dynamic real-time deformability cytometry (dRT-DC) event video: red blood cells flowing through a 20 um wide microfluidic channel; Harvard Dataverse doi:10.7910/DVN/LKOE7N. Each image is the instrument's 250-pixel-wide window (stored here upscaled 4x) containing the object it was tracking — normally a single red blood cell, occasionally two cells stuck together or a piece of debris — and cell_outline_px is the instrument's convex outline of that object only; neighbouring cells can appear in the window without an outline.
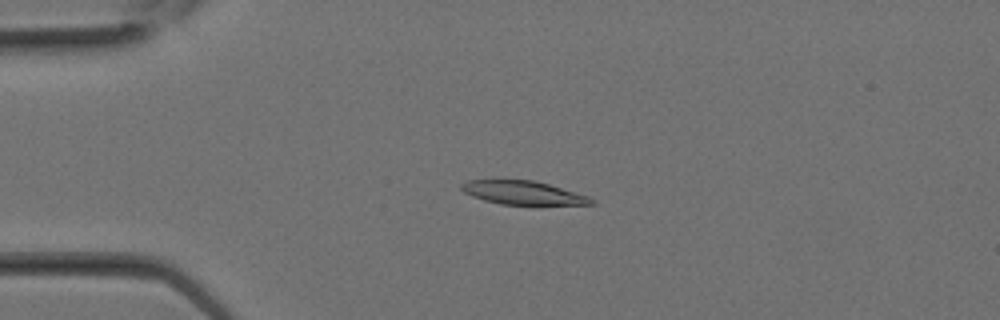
{"species": "Egyptian fruit bat (a non-hibernating species)", "species_latin": "Rousettus aegyptiacus", "temperature_condition": "room temperature", "stored_images_in_passage": 14, "camera_frame_rate_fps": 3000, "um_per_image_px": 0.085, "animal": {"sex": "female"}, "frame": {"image": 1, "passage_image": 7, "time_ms": 2.0, "image_size_px": [1000, 320], "cell_outline_px": [[596, 204], [500, 204], [484, 200], [472, 196], [464, 192], [460, 188], [460, 184], [468, 180], [532, 180], [548, 184], [588, 196], [596, 200]], "centroid_in_image_um": [44.43, 16.38], "position_along_channel_um": 40.6, "area_um2": 17.57}}
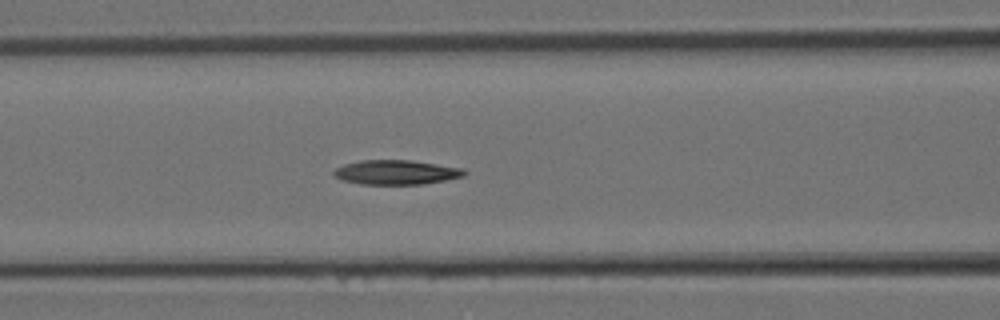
{"frame": {"image": 2, "passage_image": 12, "time_ms": 3.667, "image_size_px": [1000, 320], "cell_outline_px": [[468, 172], [464, 176], [444, 180], [420, 184], [360, 184], [340, 180], [332, 176], [332, 172], [336, 168], [344, 164], [360, 160], [412, 160], [464, 168]], "centroid_in_image_um": [33.64, 14.64], "position_along_channel_um": 133.0, "area_um2": 18.79}}
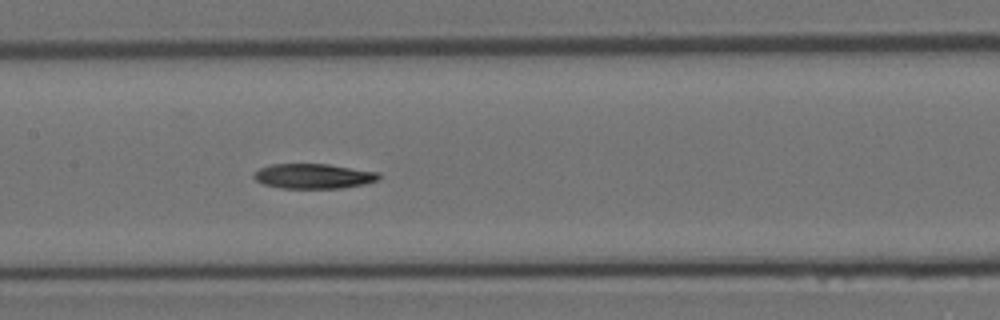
{"frame": {"image": 3, "passage_image": 14, "time_ms": 4.333, "image_size_px": [1000, 320], "cell_outline_px": [[380, 180], [364, 184], [340, 188], [280, 188], [264, 184], [256, 180], [252, 176], [260, 168], [272, 164], [328, 164], [380, 172]], "centroid_in_image_um": [26.68, 14.97], "position_along_channel_um": 180.7, "area_um2": 18.15}}